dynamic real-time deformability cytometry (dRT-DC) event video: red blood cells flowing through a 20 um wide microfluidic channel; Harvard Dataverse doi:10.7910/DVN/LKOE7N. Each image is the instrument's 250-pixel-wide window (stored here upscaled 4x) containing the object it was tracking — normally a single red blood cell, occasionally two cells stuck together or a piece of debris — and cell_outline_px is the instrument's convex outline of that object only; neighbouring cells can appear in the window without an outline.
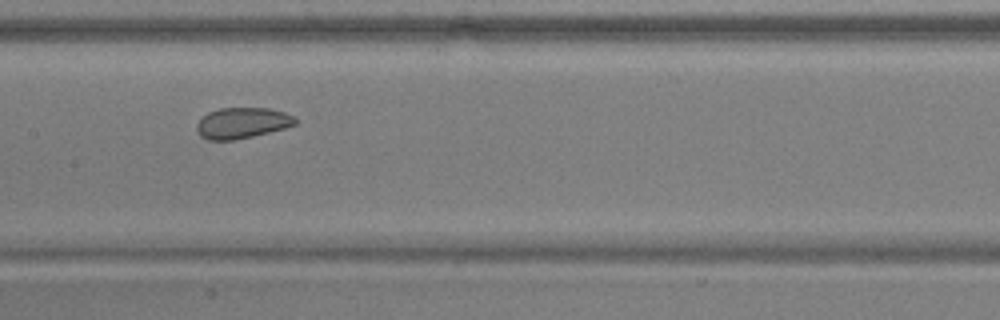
{"species": "common noctule bat (a hibernating species)", "species_latin": "Nyctalus noctula", "temperature_condition": "warm", "stored_images_in_passage": 13, "camera_frame_rate_fps": 3000, "um_per_image_px": 0.085, "animal": {"sex": "male", "body_mass_g": 17.9, "forearm_length_mm": 54.2}, "frame": {"image": 1, "passage_image": 6, "time_ms": 1.667, "image_size_px": [1000, 320], "cell_outline_px": [[296, 124], [284, 128], [236, 140], [208, 140], [200, 136], [196, 132], [196, 124], [208, 112], [220, 108], [268, 108], [284, 112], [296, 116]], "centroid_in_image_um": [20.57, 10.45], "position_along_channel_um": 186.8, "area_um2": 17.74}}